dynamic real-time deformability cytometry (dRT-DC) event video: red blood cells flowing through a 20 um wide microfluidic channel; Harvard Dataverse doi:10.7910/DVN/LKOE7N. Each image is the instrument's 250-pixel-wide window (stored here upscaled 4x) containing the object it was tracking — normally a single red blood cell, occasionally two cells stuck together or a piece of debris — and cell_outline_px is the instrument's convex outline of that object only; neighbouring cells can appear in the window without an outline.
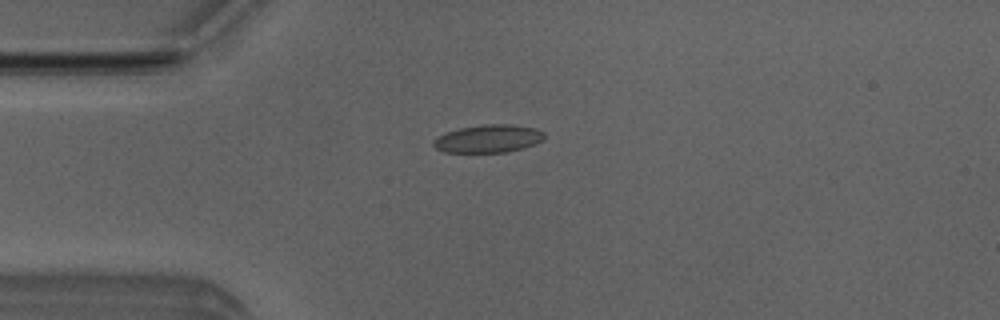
{"species": "Egyptian fruit bat (a non-hibernating species)", "species_latin": "Rousettus aegyptiacus", "temperature_condition": "room temperature", "stored_images_in_passage": 50, "camera_frame_rate_fps": 3000, "um_per_image_px": 0.085, "animal": {"sex": "male"}, "frame": {"image": 1, "passage_image": 12, "time_ms": 3.667, "image_size_px": [1000, 320], "cell_outline_px": [[544, 140], [520, 148], [504, 152], [444, 152], [436, 148], [432, 144], [432, 140], [436, 136], [460, 128], [484, 124], [512, 124], [536, 128], [544, 132]], "centroid_in_image_um": [41.48, 11.77], "position_along_channel_um": 43.5, "area_um2": 17.92}}
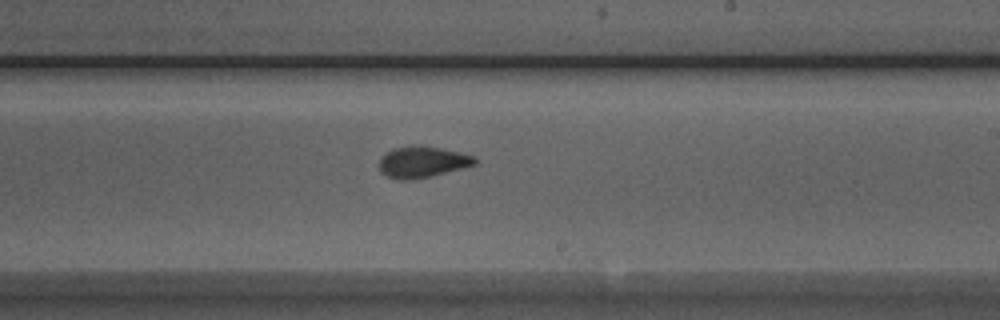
{"frame": {"image": 2, "passage_image": 29, "time_ms": 9.333, "image_size_px": [1000, 320], "cell_outline_px": [[476, 164], [412, 180], [400, 180], [388, 176], [380, 172], [380, 160], [392, 148], [420, 144], [460, 152], [472, 156], [476, 160]], "centroid_in_image_um": [35.87, 13.75], "position_along_channel_um": 253.1, "area_um2": 17.05}}
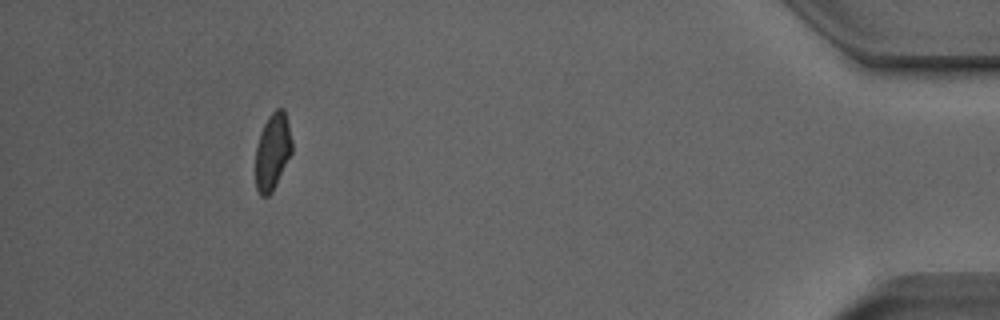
{"frame": {"image": 3, "passage_image": 46, "time_ms": 15.0, "image_size_px": [1000, 320], "cell_outline_px": [[292, 152], [272, 192], [268, 196], [260, 196], [256, 188], [256, 148], [260, 132], [268, 116], [276, 108], [284, 108], [292, 140]], "centroid_in_image_um": [23.17, 12.87], "position_along_channel_um": 412.0, "area_um2": 16.24}, "authors_computed_cell_mechanics": {"area_um2": 17.2822, "velocity_mm_per_s": 4.0077, "shape_relaxation_time_tau1_ms": 4.0757, "shape_relaxation_time_tau2_ms": 1.0148, "deformation_change_tau1": 0.1293, "deformation_change_tau2": 0.0665}}